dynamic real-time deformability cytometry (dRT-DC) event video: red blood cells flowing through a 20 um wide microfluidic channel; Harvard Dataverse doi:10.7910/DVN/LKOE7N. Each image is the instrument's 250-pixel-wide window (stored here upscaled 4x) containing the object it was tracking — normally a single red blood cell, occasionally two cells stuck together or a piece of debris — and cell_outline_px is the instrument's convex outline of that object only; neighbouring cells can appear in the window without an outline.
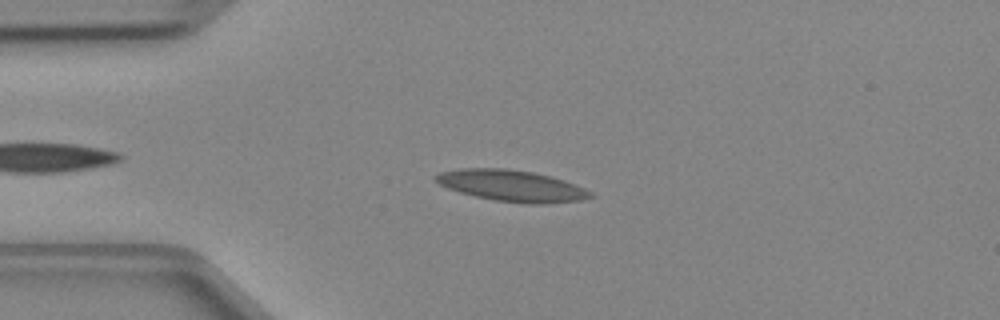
{"species": "Egyptian fruit bat (a non-hibernating species)", "species_latin": "Rousettus aegyptiacus", "temperature_condition": "cold", "stored_images_in_passage": 38, "camera_frame_rate_fps": 3000, "um_per_image_px": 0.085, "animal": {"sex": "female"}, "frame": {"image": 1, "passage_image": 6, "time_ms": 1.667, "image_size_px": [1000, 320], "cell_outline_px": [[596, 196], [580, 200], [544, 204], [528, 204], [496, 200], [476, 196], [460, 192], [448, 188], [440, 184], [432, 176], [440, 172], [460, 168], [504, 168], [532, 172], [552, 176], [576, 184], [592, 192]], "centroid_in_image_um": [43.52, 15.78], "position_along_channel_um": 41.5, "area_um2": 28.26}}
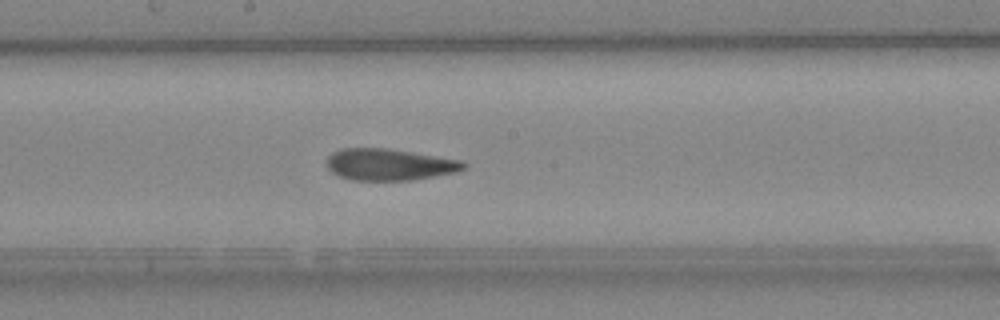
{"frame": {"image": 2, "passage_image": 20, "time_ms": 6.333, "image_size_px": [1000, 320], "cell_outline_px": [[468, 164], [464, 168], [456, 172], [416, 180], [352, 180], [340, 176], [332, 172], [328, 168], [328, 156], [332, 152], [340, 148], [388, 148], [460, 160]], "centroid_in_image_um": [33.1, 13.98], "position_along_channel_um": 215.1, "area_um2": 25.2}}
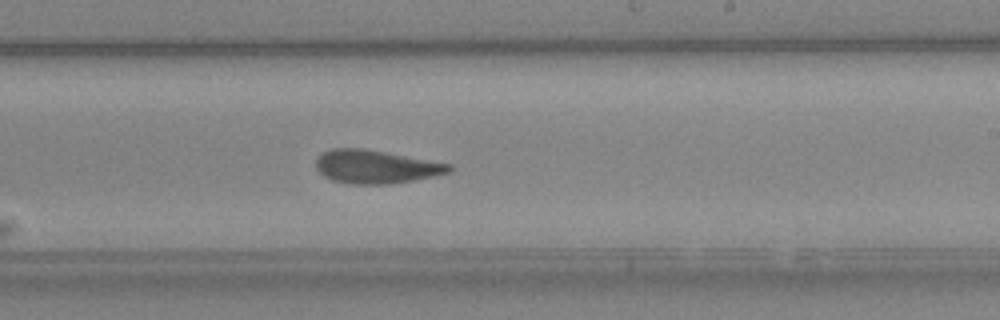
{"frame": {"image": 3, "passage_image": 23, "time_ms": 7.333, "image_size_px": [1000, 320], "cell_outline_px": [[452, 168], [448, 172], [432, 176], [412, 180], [388, 184], [352, 184], [332, 180], [324, 176], [316, 168], [316, 160], [324, 152], [332, 148], [364, 148], [452, 164]], "centroid_in_image_um": [31.92, 14.16], "position_along_channel_um": 257.1, "area_um2": 25.61}}